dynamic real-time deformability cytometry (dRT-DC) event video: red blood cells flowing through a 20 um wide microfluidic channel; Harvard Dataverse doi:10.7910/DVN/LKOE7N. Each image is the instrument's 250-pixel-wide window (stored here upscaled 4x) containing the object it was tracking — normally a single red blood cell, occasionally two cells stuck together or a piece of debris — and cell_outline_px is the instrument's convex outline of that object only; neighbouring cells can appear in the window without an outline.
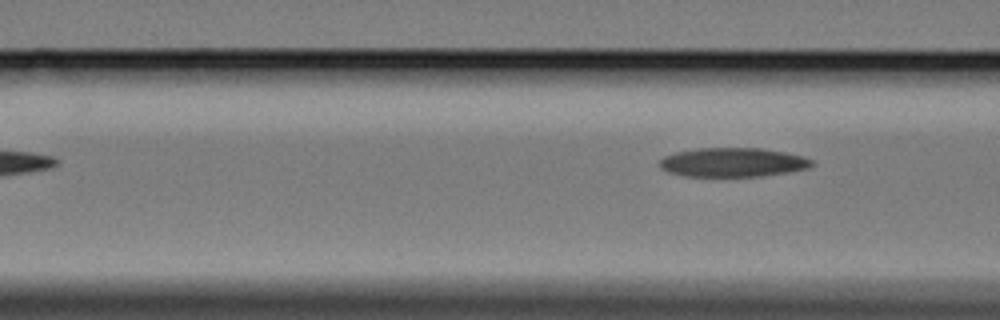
{"species": "Egyptian fruit bat (a non-hibernating species)", "species_latin": "Rousettus aegyptiacus", "temperature_condition": "cold", "stored_images_in_passage": 8, "camera_frame_rate_fps": 3000, "um_per_image_px": 0.085, "animal": {"sex": "female"}, "frame": {"image": 1, "passage_image": 8, "time_ms": 9.0, "image_size_px": [1000, 320], "cell_outline_px": [[816, 164], [808, 168], [788, 172], [764, 176], [684, 176], [668, 172], [660, 168], [660, 160], [664, 156], [676, 152], [700, 148], [760, 148], [784, 152], [804, 156], [812, 160]], "centroid_in_image_um": [62.31, 13.8], "position_along_channel_um": 104.3, "area_um2": 25.84}}